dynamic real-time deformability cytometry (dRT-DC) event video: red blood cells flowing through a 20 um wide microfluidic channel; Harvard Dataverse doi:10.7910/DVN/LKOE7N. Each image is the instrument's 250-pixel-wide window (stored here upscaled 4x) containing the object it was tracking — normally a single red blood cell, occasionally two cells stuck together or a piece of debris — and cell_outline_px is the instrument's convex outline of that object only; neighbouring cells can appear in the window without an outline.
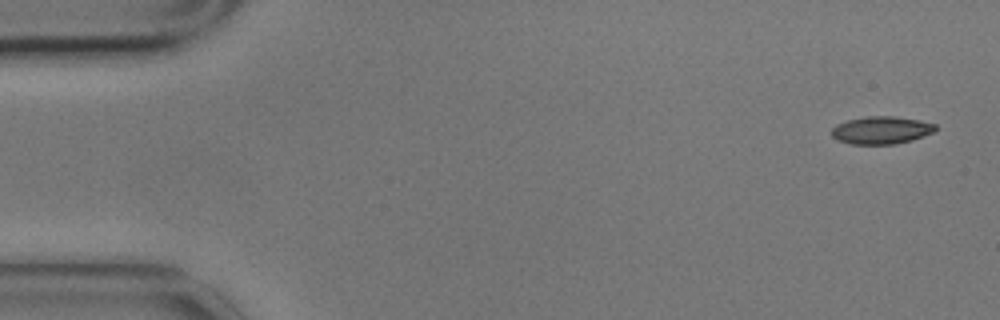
{"species": "common noctule bat (a hibernating species)", "species_latin": "Nyctalus noctula", "temperature_condition": "cold", "stored_images_in_passage": 5, "camera_frame_rate_fps": 3000, "um_per_image_px": 0.085, "animal": {"sex": "male", "body_mass_g": 17.9}, "frame": {"image": 1, "passage_image": 1, "time_ms": 0.0, "image_size_px": [1000, 320], "cell_outline_px": [[936, 132], [912, 140], [892, 144], [852, 144], [836, 140], [832, 136], [832, 128], [836, 124], [848, 120], [868, 116], [896, 116], [920, 120], [936, 124]], "centroid_in_image_um": [74.93, 11.06], "position_along_channel_um": 10.1, "area_um2": 16.82}}
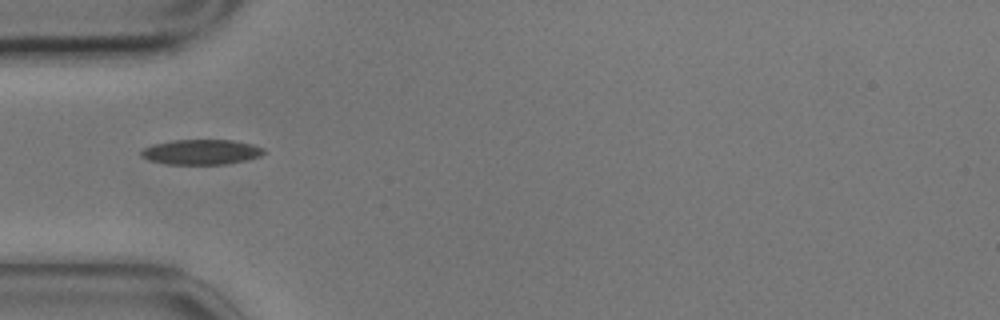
{"frame": {"image": 2, "passage_image": 5, "time_ms": 1.333, "image_size_px": [1000, 320], "cell_outline_px": [[268, 152], [260, 156], [244, 160], [224, 164], [168, 164], [148, 160], [140, 156], [140, 152], [144, 148], [152, 144], [176, 140], [232, 140], [252, 144], [264, 148]], "centroid_in_image_um": [17.11, 12.92], "position_along_channel_um": 67.9, "area_um2": 17.92}}